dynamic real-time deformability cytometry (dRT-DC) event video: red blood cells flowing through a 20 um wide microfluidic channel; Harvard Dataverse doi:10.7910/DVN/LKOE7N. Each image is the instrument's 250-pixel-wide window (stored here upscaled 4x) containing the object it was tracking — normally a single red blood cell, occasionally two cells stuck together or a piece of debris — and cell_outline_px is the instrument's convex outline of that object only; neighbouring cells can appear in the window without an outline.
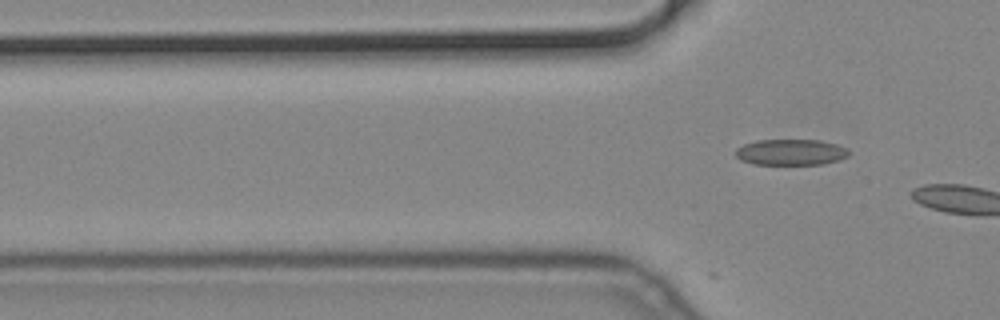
{"species": "common noctule bat (a hibernating species)", "species_latin": "Nyctalus noctula", "temperature_condition": "cold", "stored_images_in_passage": 14, "camera_frame_rate_fps": 3000, "um_per_image_px": 0.085, "animal": {"sex": "male", "body_mass_g": 19.2, "forearm_length_mm": 51.8}, "frame": {"image": 1, "passage_image": 14, "time_ms": 4.333, "image_size_px": [1000, 320], "cell_outline_px": [[848, 156], [840, 160], [824, 164], [752, 164], [740, 160], [736, 156], [736, 148], [744, 144], [756, 140], [820, 140], [836, 144], [844, 148], [848, 152]], "centroid_in_image_um": [67.19, 12.94], "position_along_channel_um": 58.6, "area_um2": 17.11}}